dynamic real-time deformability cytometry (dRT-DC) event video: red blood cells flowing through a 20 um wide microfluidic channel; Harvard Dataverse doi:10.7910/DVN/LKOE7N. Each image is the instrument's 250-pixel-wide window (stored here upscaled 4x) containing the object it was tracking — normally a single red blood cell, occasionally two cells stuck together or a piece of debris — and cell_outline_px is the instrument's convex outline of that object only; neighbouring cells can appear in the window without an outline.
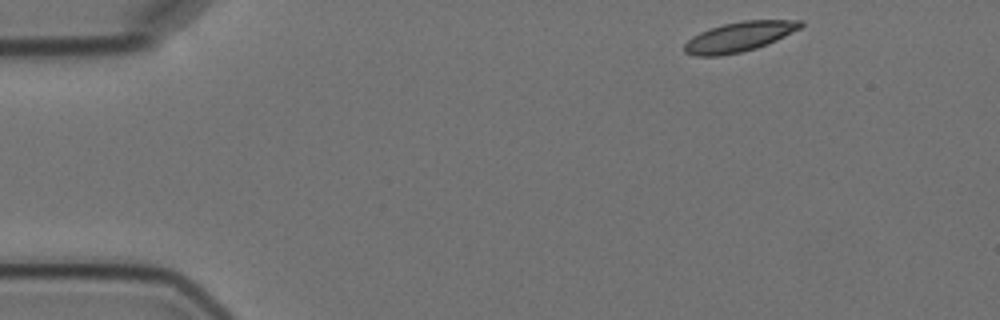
{"species": "Egyptian fruit bat (a non-hibernating species)", "species_latin": "Rousettus aegyptiacus", "temperature_condition": "cold", "stored_images_in_passage": 2, "camera_frame_rate_fps": 3000, "um_per_image_px": 0.085, "animal": {"sex": "female"}, "frame": {"image": 1, "passage_image": 1, "time_ms": 0.0, "image_size_px": [1000, 320], "cell_outline_px": [[804, 24], [800, 28], [776, 40], [756, 48], [740, 52], [720, 56], [696, 56], [684, 52], [684, 44], [692, 36], [700, 32], [724, 24], [744, 20], [804, 20]], "centroid_in_image_um": [62.82, 3.12], "position_along_channel_um": 22.2, "area_um2": 20.0}}